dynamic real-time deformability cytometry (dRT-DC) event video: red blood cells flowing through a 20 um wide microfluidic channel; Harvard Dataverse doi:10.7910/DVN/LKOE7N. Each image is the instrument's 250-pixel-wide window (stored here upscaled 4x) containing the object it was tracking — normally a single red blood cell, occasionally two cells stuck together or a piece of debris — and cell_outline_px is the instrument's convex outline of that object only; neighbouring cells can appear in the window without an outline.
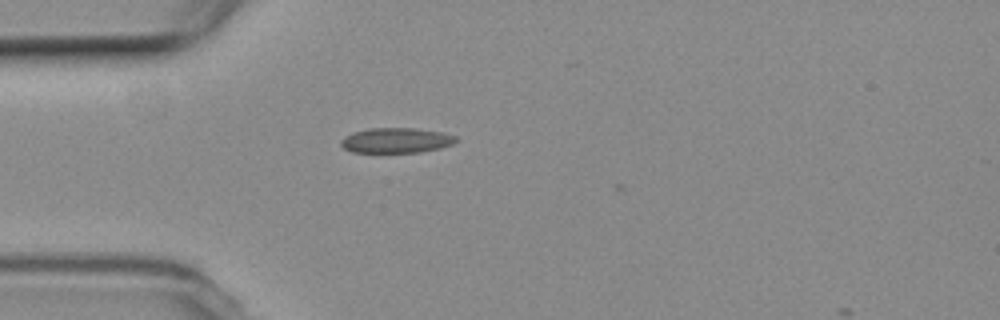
{"species": "common noctule bat (a hibernating species)", "species_latin": "Nyctalus noctula", "temperature_condition": "room temperature", "stored_images_in_passage": 1, "camera_frame_rate_fps": 3000, "um_per_image_px": 0.085, "animal": {"sex": "female", "body_mass_g": 19.3, "forearm_length_mm": 54.1}, "frame": {"image": 1, "passage_image": 1, "time_ms": 0.0, "image_size_px": [1000, 320], "cell_outline_px": [[456, 140], [452, 144], [440, 148], [420, 152], [352, 152], [344, 148], [340, 144], [340, 140], [344, 136], [352, 132], [372, 128], [416, 128], [440, 132], [456, 136]], "centroid_in_image_um": [33.64, 11.93], "position_along_channel_um": 51.4, "area_um2": 16.76}}